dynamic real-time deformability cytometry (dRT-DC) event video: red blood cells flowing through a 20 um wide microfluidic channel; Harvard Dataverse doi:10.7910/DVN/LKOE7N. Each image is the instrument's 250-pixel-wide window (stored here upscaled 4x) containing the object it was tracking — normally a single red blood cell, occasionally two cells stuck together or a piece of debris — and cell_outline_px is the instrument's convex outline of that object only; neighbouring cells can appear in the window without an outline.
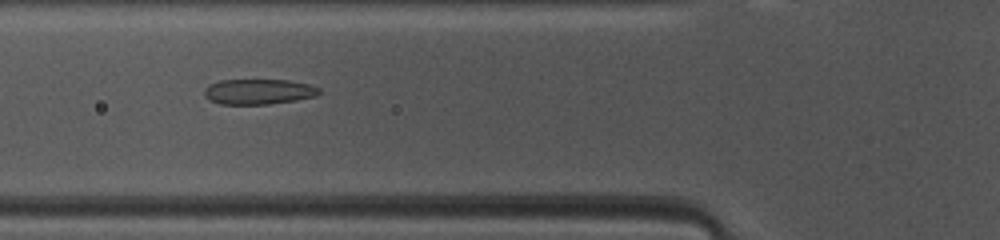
{"species": "common noctule bat (a hibernating species)", "species_latin": "Nyctalus noctula", "temperature_condition": "warm", "stored_images_in_passage": 33, "camera_frame_rate_fps": 3000, "um_per_image_px": 0.085, "animal": {"sex": "female", "body_mass_g": 10.0, "forearm_length_mm": 53.1}, "frame": {"image": 1, "passage_image": 8, "time_ms": 2.333, "image_size_px": [1000, 240], "cell_outline_px": [[320, 92], [316, 96], [296, 100], [268, 104], [220, 104], [204, 96], [204, 88], [208, 84], [220, 80], [288, 80], [308, 84], [320, 88]], "centroid_in_image_um": [21.96, 7.78], "position_along_channel_um": 103.8, "area_um2": 16.94}}
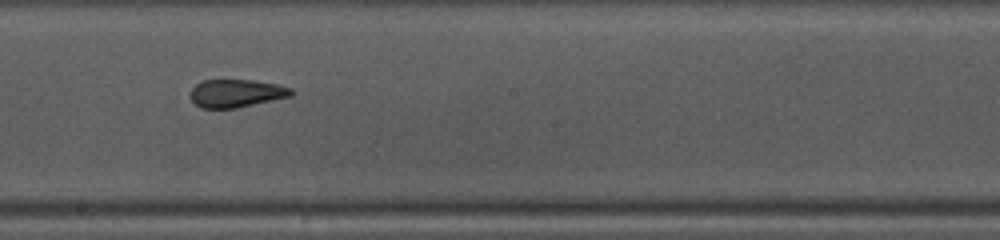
{"frame": {"image": 2, "passage_image": 17, "time_ms": 5.333, "image_size_px": [1000, 240], "cell_outline_px": [[296, 92], [292, 96], [236, 108], [200, 108], [192, 100], [192, 88], [196, 84], [204, 80], [252, 80], [276, 84], [292, 88]], "centroid_in_image_um": [20.13, 7.93], "position_along_channel_um": 228.1, "area_um2": 16.36}}
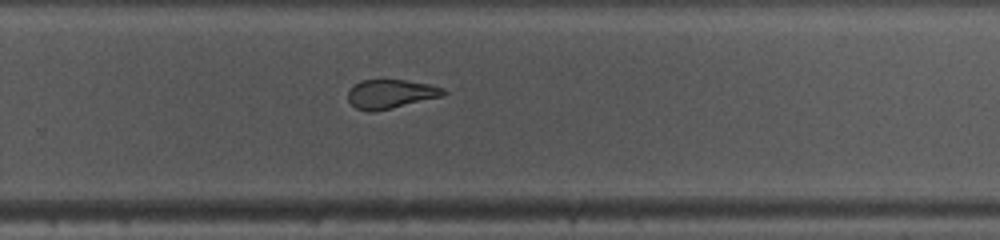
{"frame": {"image": 3, "passage_image": 22, "time_ms": 7.0, "image_size_px": [1000, 240], "cell_outline_px": [[448, 92], [444, 96], [392, 108], [356, 108], [348, 100], [348, 92], [360, 80], [404, 80], [428, 84], [444, 88]], "centroid_in_image_um": [33.29, 7.94], "position_along_channel_um": 296.5, "area_um2": 15.49}, "authors_computed_cell_mechanics": {"area_um2": 16.8198, "velocity_mm_per_s": 4.1341, "shape_relaxation_time_tau1_ms": null, "shape_relaxation_time_tau2_ms": 1.7983, "deformation_change_tau1": null, "deformation_change_tau2": 0.1012}}